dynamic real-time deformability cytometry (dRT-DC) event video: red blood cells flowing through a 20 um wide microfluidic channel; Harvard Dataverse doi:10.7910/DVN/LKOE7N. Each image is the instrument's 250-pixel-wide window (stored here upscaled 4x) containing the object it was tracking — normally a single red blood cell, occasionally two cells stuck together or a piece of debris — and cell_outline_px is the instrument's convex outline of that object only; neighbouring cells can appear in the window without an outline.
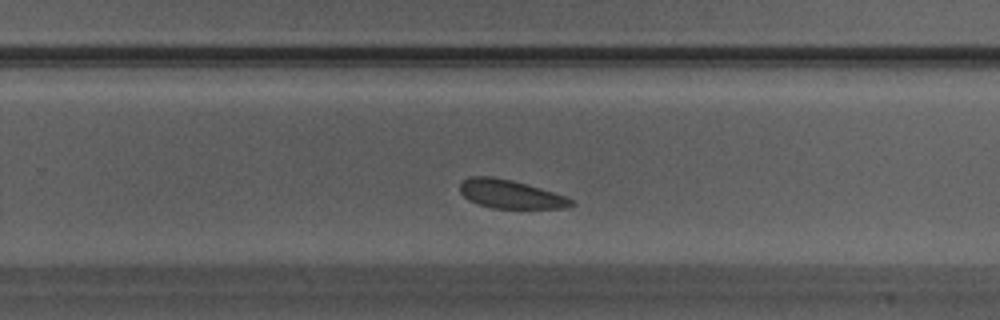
{"species": "Egyptian fruit bat (a non-hibernating species)", "species_latin": "Rousettus aegyptiacus", "temperature_condition": "warm", "stored_images_in_passage": 28, "camera_frame_rate_fps": 3000, "um_per_image_px": 0.085, "animal": {"sex": "male"}, "frame": {"image": 1, "passage_image": 16, "time_ms": 5.0, "image_size_px": [1000, 320], "cell_outline_px": [[576, 204], [568, 208], [492, 208], [476, 204], [468, 200], [460, 192], [460, 184], [464, 180], [472, 176], [492, 176], [512, 180], [568, 196], [576, 200]], "centroid_in_image_um": [43.44, 16.51], "position_along_channel_um": 286.4, "area_um2": 18.73}}